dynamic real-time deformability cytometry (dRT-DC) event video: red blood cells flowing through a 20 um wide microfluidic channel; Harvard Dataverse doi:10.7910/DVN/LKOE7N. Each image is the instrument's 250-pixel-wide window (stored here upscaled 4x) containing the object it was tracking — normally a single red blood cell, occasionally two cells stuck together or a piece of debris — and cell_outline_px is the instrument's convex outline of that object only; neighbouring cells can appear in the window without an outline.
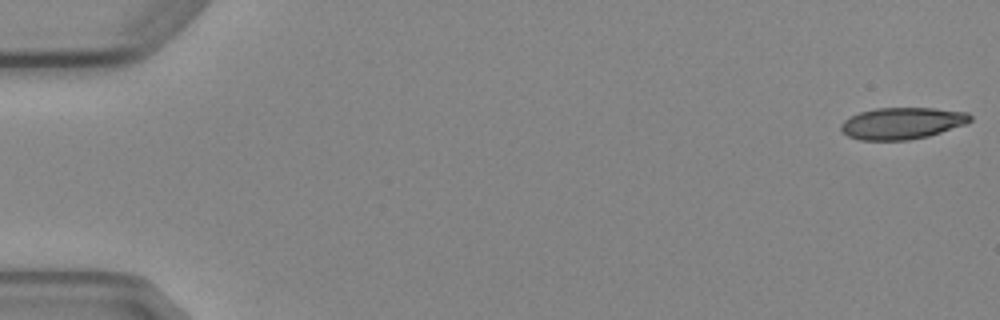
{"species": "Egyptian fruit bat (a non-hibernating species)", "species_latin": "Rousettus aegyptiacus", "temperature_condition": "cold", "stored_images_in_passage": 9, "camera_frame_rate_fps": 3000, "um_per_image_px": 0.085, "animal": {"sex": "female"}, "frame": {"image": 1, "passage_image": 1, "time_ms": 0.0, "image_size_px": [1000, 320], "cell_outline_px": [[972, 120], [964, 124], [928, 136], [908, 140], [860, 140], [848, 136], [840, 128], [840, 124], [844, 120], [860, 112], [876, 108], [936, 108], [968, 112], [972, 116]], "centroid_in_image_um": [76.68, 10.47], "position_along_channel_um": 8.3, "area_um2": 23.76}}
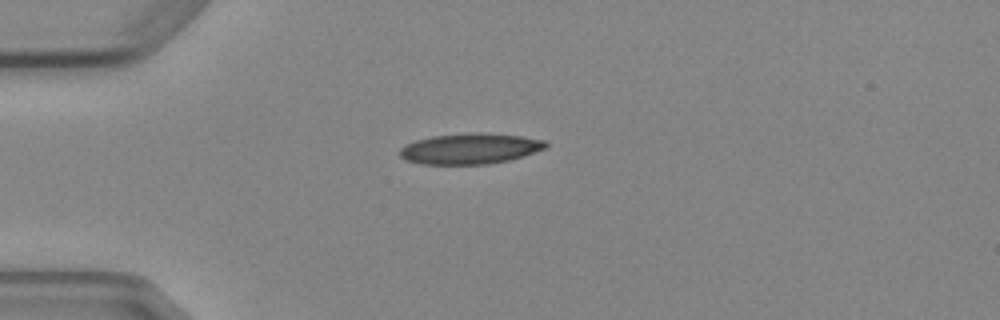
{"frame": {"image": 2, "passage_image": 4, "time_ms": 4.333, "image_size_px": [1000, 320], "cell_outline_px": [[548, 144], [544, 148], [524, 156], [508, 160], [488, 164], [420, 164], [408, 160], [400, 156], [400, 148], [416, 140], [432, 136], [468, 132], [480, 132], [520, 136], [544, 140]], "centroid_in_image_um": [39.95, 12.63], "position_along_channel_um": 45.0, "area_um2": 25.95}}
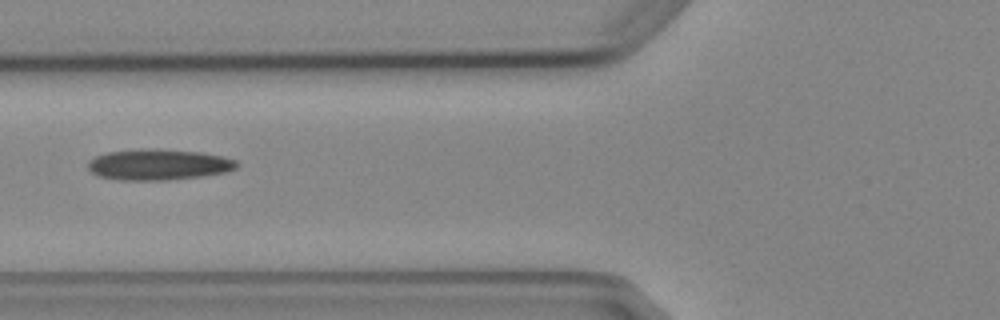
{"frame": {"image": 3, "passage_image": 6, "time_ms": 6.667, "image_size_px": [1000, 320], "cell_outline_px": [[240, 164], [236, 168], [224, 172], [200, 176], [168, 180], [120, 180], [100, 176], [92, 172], [88, 168], [88, 160], [96, 156], [108, 152], [148, 148], [200, 152], [220, 156], [236, 160]], "centroid_in_image_um": [13.46, 13.99], "position_along_channel_um": 112.3, "area_um2": 26.59}}